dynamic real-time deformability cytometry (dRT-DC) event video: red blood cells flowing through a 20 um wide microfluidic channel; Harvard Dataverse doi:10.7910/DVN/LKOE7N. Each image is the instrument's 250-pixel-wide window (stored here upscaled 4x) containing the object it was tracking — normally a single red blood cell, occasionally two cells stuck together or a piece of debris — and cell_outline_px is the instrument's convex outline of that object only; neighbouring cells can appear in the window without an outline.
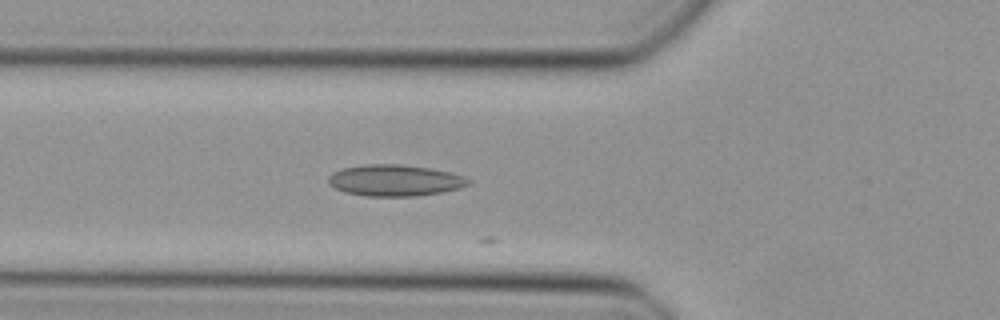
{"species": "Egyptian fruit bat (a non-hibernating species)", "species_latin": "Rousettus aegyptiacus", "temperature_condition": "cold", "stored_images_in_passage": 7, "camera_frame_rate_fps": 3000, "um_per_image_px": 0.085, "animal": {"sex": "female"}, "frame": {"image": 1, "passage_image": 4, "time_ms": 1.0, "image_size_px": [1000, 320], "cell_outline_px": [[472, 184], [460, 188], [440, 192], [416, 196], [368, 196], [348, 192], [336, 188], [328, 184], [328, 176], [332, 172], [340, 168], [364, 164], [400, 164], [428, 168], [448, 172], [464, 176], [472, 180]], "centroid_in_image_um": [33.56, 15.32], "position_along_channel_um": 92.2, "area_um2": 25.61}}